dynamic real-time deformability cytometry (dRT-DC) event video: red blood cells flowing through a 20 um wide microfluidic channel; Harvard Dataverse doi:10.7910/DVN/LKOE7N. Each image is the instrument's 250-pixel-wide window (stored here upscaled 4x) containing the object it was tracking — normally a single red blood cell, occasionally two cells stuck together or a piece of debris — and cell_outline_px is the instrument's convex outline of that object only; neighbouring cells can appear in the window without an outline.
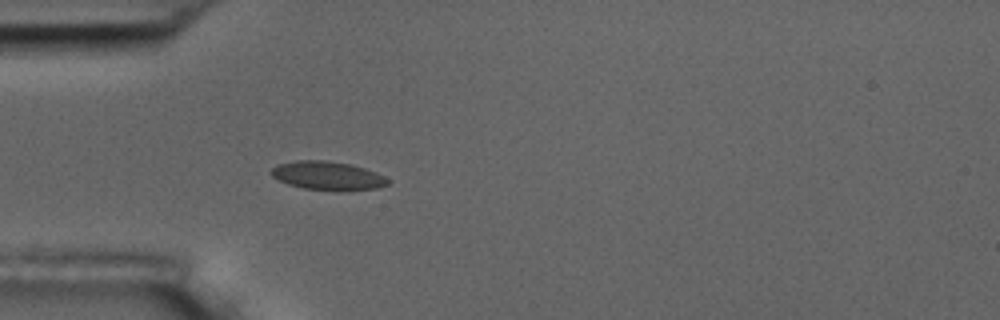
{"species": "common noctule bat (a hibernating species)", "species_latin": "Nyctalus noctula", "temperature_condition": "room temperature", "stored_images_in_passage": 5, "camera_frame_rate_fps": 3000, "um_per_image_px": 0.085, "animal": {"sex": "male", "body_mass_g": 17.5, "forearm_length_mm": 52.3}, "frame": {"image": 1, "passage_image": 5, "time_ms": 4.667, "image_size_px": [1000, 320], "cell_outline_px": [[388, 184], [376, 188], [304, 188], [288, 184], [272, 176], [268, 172], [276, 164], [296, 160], [324, 160], [352, 164], [376, 172], [384, 176], [388, 180]], "centroid_in_image_um": [27.77, 14.87], "position_along_channel_um": 57.2, "area_um2": 18.67}}